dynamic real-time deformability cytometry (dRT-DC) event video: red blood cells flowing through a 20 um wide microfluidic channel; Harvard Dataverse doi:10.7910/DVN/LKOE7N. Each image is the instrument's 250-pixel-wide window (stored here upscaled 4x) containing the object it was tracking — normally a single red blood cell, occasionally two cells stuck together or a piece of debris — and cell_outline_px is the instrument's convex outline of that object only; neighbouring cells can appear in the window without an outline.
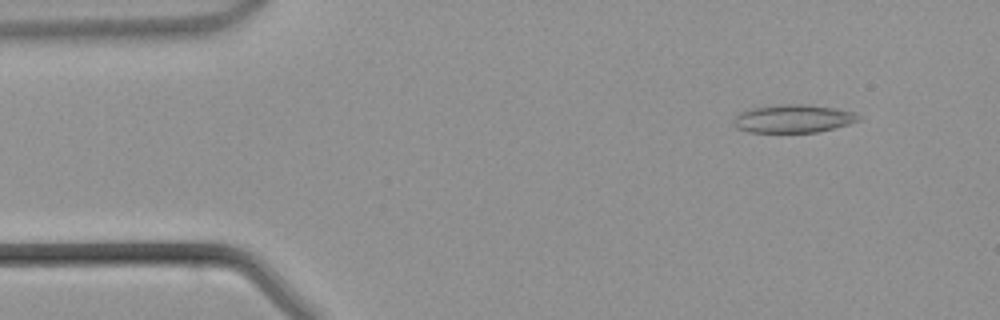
{"species": "common noctule bat (a hibernating species)", "species_latin": "Nyctalus noctula", "temperature_condition": "warm", "stored_images_in_passage": 39, "camera_frame_rate_fps": 3000, "um_per_image_px": 0.085, "animal": {"sex": "male", "body_mass_g": 21.5, "forearm_length_mm": 52.0}, "frame": {"image": 1, "passage_image": 2, "time_ms": 0.333, "image_size_px": [1000, 320], "cell_outline_px": [[860, 120], [848, 124], [816, 132], [748, 132], [736, 128], [732, 124], [732, 120], [740, 112], [756, 108], [784, 104], [804, 104], [836, 108], [856, 112], [860, 116]], "centroid_in_image_um": [67.43, 10.09], "position_along_channel_um": 17.6, "area_um2": 20.35}}
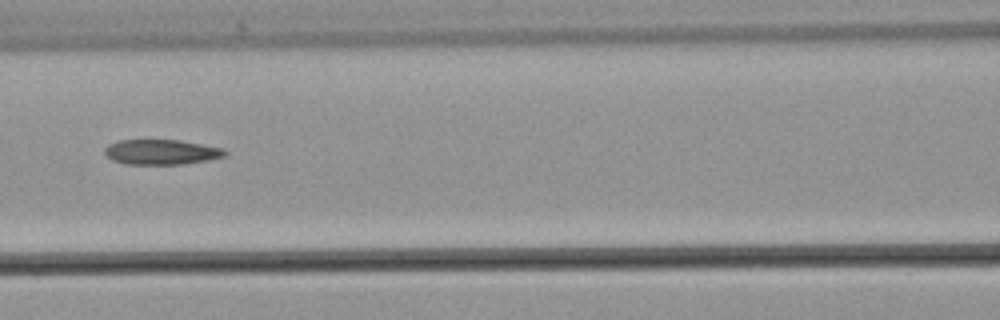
{"frame": {"image": 2, "passage_image": 16, "time_ms": 5.0, "image_size_px": [1000, 320], "cell_outline_px": [[228, 152], [224, 156], [208, 160], [184, 164], [124, 164], [112, 160], [104, 152], [104, 148], [108, 144], [120, 140], [180, 140], [224, 148]], "centroid_in_image_um": [13.72, 12.92], "position_along_channel_um": 152.9, "area_um2": 17.63}}
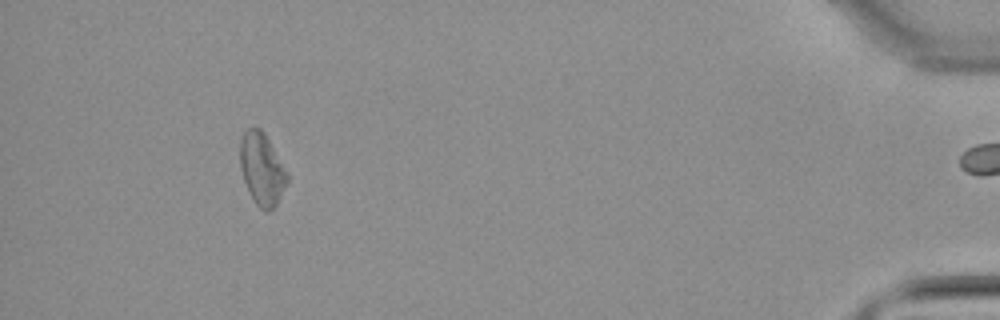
{"frame": {"image": 3, "passage_image": 38, "time_ms": 12.333, "image_size_px": [1000, 320], "cell_outline_px": [[288, 180], [276, 204], [268, 212], [264, 212], [256, 204], [244, 180], [240, 168], [240, 140], [244, 132], [248, 128], [260, 128], [264, 132], [288, 176]], "centroid_in_image_um": [22.23, 14.36], "position_along_channel_um": 413.0, "area_um2": 19.25}}